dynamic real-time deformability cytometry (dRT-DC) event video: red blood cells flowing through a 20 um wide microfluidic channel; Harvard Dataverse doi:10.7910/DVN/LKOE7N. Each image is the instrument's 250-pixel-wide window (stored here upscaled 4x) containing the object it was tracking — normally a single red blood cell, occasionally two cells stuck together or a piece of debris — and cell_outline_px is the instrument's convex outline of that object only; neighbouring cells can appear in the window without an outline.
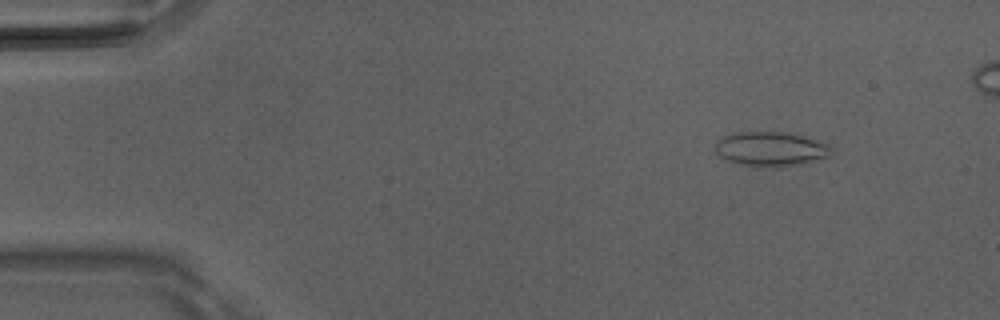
{"species": "Egyptian fruit bat (a non-hibernating species)", "species_latin": "Rousettus aegyptiacus", "temperature_condition": "room temperature", "stored_images_in_passage": 5, "camera_frame_rate_fps": 3000, "um_per_image_px": 0.085, "animal": {"sex": "male"}, "frame": {"image": 1, "passage_image": 1, "time_ms": 0.0, "image_size_px": [1000, 320], "cell_outline_px": [[828, 156], [800, 164], [740, 164], [728, 160], [720, 156], [716, 152], [716, 144], [724, 136], [732, 132], [784, 132], [816, 140], [828, 144]], "centroid_in_image_um": [65.45, 12.61], "position_along_channel_um": 19.5, "area_um2": 21.91}}